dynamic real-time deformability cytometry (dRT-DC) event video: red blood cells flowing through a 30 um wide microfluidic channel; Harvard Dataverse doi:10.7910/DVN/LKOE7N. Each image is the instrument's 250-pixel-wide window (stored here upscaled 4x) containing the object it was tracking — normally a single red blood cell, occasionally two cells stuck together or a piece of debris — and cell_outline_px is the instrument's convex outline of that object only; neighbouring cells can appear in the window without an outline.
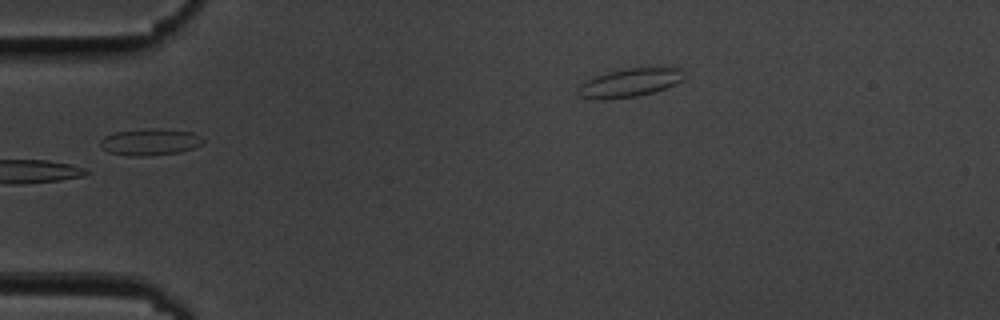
{"species": "common noctule bat (a hibernating species)", "species_latin": "Nyctalus noctula", "temperature_condition": "cold", "stored_images_in_passage": 33, "camera_frame_rate_fps": 3000, "um_per_image_px": 0.085, "animal": {"sex": "male", "body_mass_g": 19.5, "forearm_length_mm": 54.6}, "frame": {"image": 1, "passage_image": 1, "time_ms": 0.0, "image_size_px": [1000, 320], "cell_outline_px": [[204, 144], [180, 152], [144, 156], [132, 156], [108, 152], [100, 144], [100, 140], [104, 136], [112, 132], [148, 128], [160, 128], [192, 132], [200, 136], [204, 140]], "centroid_in_image_um": [12.76, 12.05], "position_along_channel_um": 72.2, "area_um2": 16.07}}